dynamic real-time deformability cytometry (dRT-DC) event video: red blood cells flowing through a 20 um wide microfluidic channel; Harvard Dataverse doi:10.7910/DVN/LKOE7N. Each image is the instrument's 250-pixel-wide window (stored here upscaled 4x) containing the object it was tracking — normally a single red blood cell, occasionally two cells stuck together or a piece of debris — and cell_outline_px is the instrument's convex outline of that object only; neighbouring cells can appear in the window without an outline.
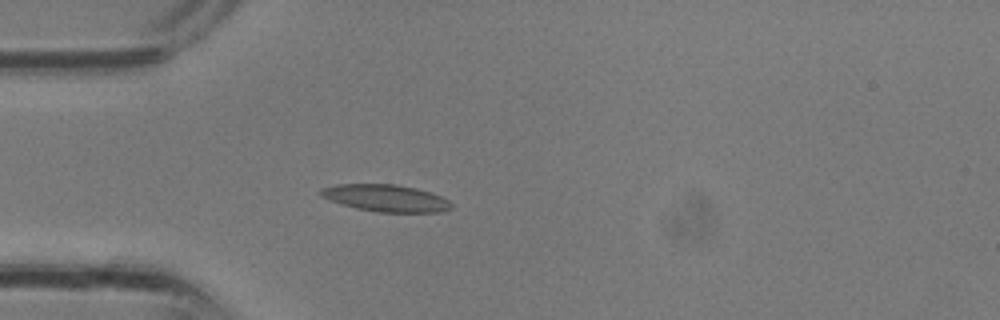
{"species": "common noctule bat (a hibernating species)", "species_latin": "Nyctalus noctula", "temperature_condition": "room temperature", "stored_images_in_passage": 25, "camera_frame_rate_fps": 3000, "um_per_image_px": 0.085, "animal": {"sex": "male", "body_mass_g": 13.3}, "frame": {"image": 1, "passage_image": 5, "time_ms": 1.333, "image_size_px": [1000, 320], "cell_outline_px": [[452, 208], [440, 212], [376, 212], [356, 208], [320, 196], [320, 188], [336, 184], [396, 184], [416, 188], [440, 196], [448, 200], [452, 204]], "centroid_in_image_um": [32.79, 16.83], "position_along_channel_um": 52.2, "area_um2": 20.4}}
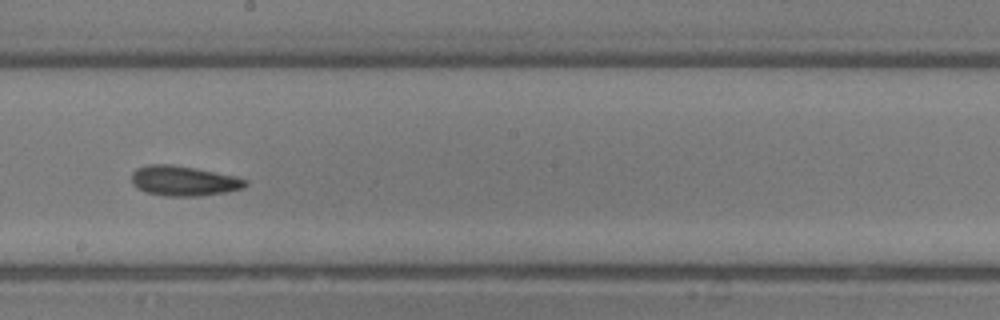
{"frame": {"image": 2, "passage_image": 14, "time_ms": 4.333, "image_size_px": [1000, 320], "cell_outline_px": [[248, 184], [244, 188], [224, 192], [200, 196], [164, 196], [144, 192], [136, 188], [132, 184], [132, 172], [136, 168], [148, 164], [172, 164], [236, 176], [248, 180]], "centroid_in_image_um": [15.59, 15.37], "position_along_channel_um": 232.6, "area_um2": 20.06}}
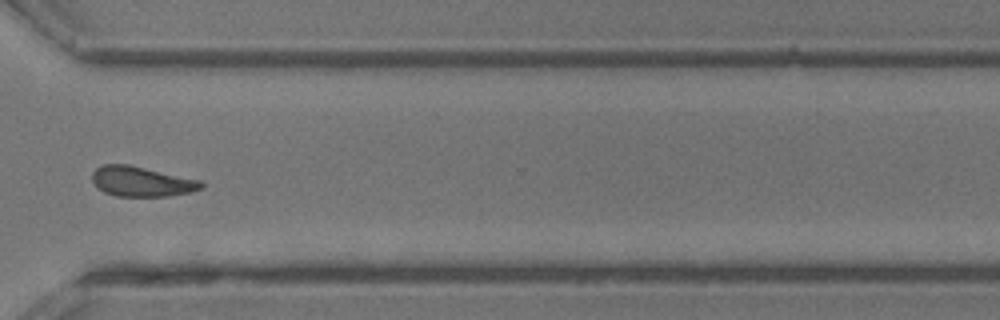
{"frame": {"image": 3, "passage_image": 20, "time_ms": 6.333, "image_size_px": [1000, 320], "cell_outline_px": [[204, 188], [192, 192], [168, 196], [116, 196], [104, 192], [92, 180], [92, 172], [96, 168], [104, 164], [128, 164], [200, 180], [204, 184]], "centroid_in_image_um": [12.06, 15.43], "position_along_channel_um": 358.5, "area_um2": 19.02}}